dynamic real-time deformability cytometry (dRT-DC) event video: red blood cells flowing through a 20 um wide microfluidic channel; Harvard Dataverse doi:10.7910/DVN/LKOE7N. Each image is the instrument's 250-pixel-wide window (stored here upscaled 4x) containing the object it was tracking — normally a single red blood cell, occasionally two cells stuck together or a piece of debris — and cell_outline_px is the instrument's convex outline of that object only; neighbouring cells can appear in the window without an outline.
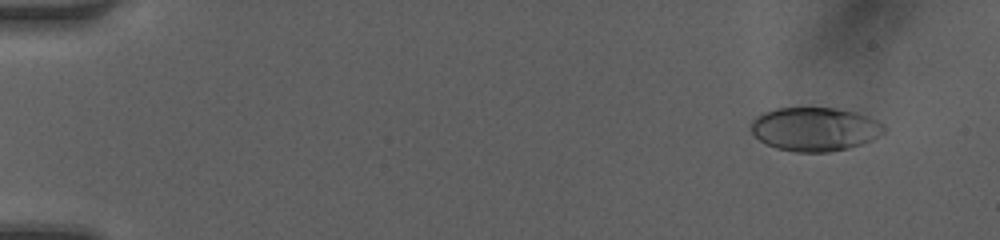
{"species": "human", "species_latin": "Homo sapiens", "temperature_condition": "room temperature", "stored_images_in_passage": 49, "camera_frame_rate_fps": 3000, "um_per_image_px": 0.085, "donor": {"sex": "female"}, "frame": {"image": 1, "passage_image": 4, "time_ms": 1.0, "image_size_px": [1000, 240], "cell_outline_px": [[888, 128], [884, 132], [872, 140], [848, 148], [828, 152], [796, 152], [776, 148], [764, 144], [748, 128], [752, 120], [756, 116], [764, 112], [776, 108], [836, 108], [856, 112], [868, 116], [884, 124]], "centroid_in_image_um": [69.25, 10.97], "position_along_channel_um": 15.8, "area_um2": 34.16}}
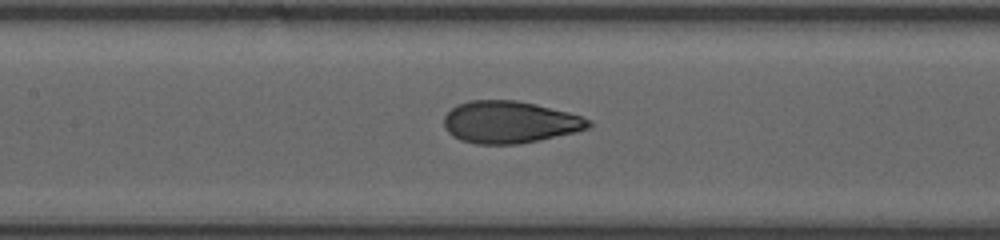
{"frame": {"image": 2, "passage_image": 24, "time_ms": 7.667, "image_size_px": [1000, 240], "cell_outline_px": [[592, 124], [588, 128], [576, 132], [540, 140], [520, 144], [476, 144], [460, 140], [452, 136], [444, 128], [444, 116], [456, 104], [468, 100], [516, 100], [536, 104], [568, 112], [592, 120]], "centroid_in_image_um": [43.31, 10.38], "position_along_channel_um": 164.1, "area_um2": 35.72}}
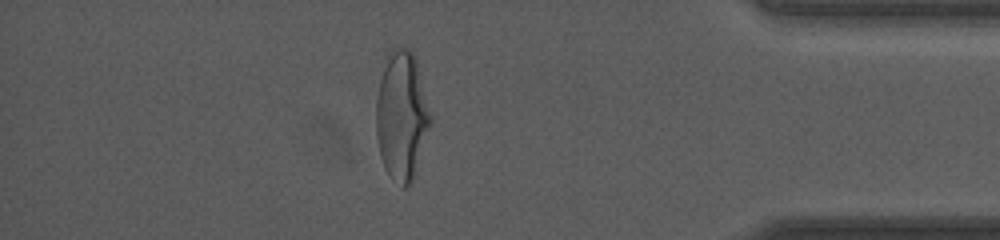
{"frame": {"image": 3, "passage_image": 43, "time_ms": 14.0, "image_size_px": [1000, 240], "cell_outline_px": [[432, 120], [416, 172], [412, 180], [404, 188], [388, 176], [384, 168], [380, 156], [376, 136], [376, 100], [384, 56], [392, 48], [408, 48], [416, 56], [432, 116]], "centroid_in_image_um": [34.14, 9.8], "position_along_channel_um": 401.1, "area_um2": 41.5}, "authors_computed_cell_mechanics": {"area_um2": 35.6626, "velocity_mm_per_s": 4.2283, "shape_relaxation_time_tau1_ms": 3.8213, "shape_relaxation_time_tau2_ms": 0.7028, "deformation_change_tau1": 0.1879, "deformation_change_tau2": 0.0715}}